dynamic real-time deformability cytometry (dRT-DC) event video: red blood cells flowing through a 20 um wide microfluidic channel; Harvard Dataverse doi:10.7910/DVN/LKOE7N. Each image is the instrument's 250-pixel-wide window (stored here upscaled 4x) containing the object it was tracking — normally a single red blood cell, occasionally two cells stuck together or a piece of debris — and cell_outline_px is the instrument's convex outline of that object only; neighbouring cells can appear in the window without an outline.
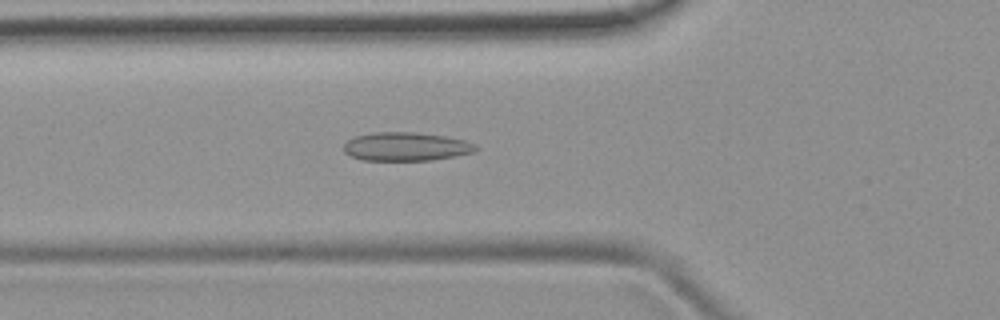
{"species": "common noctule bat (a hibernating species)", "species_latin": "Nyctalus noctula", "temperature_condition": "room temperature", "stored_images_in_passage": 51, "camera_frame_rate_fps": 3000, "um_per_image_px": 0.085, "animal": {"sex": "female", "body_mass_g": 19.9}, "frame": {"image": 1, "passage_image": 18, "time_ms": 5.667, "image_size_px": [1000, 320], "cell_outline_px": [[476, 148], [472, 152], [432, 160], [364, 160], [348, 156], [344, 152], [344, 144], [348, 140], [356, 136], [372, 132], [416, 132], [444, 136], [464, 140], [476, 144]], "centroid_in_image_um": [34.45, 12.45], "position_along_channel_um": 91.3, "area_um2": 21.85}}
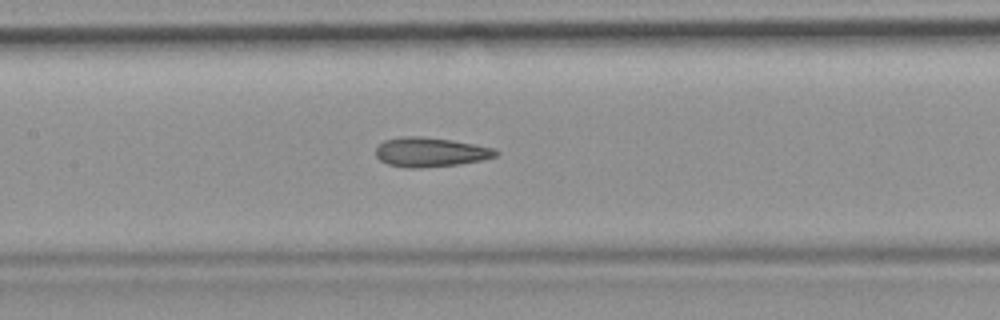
{"frame": {"image": 2, "passage_image": 24, "time_ms": 7.667, "image_size_px": [1000, 320], "cell_outline_px": [[500, 152], [496, 156], [480, 160], [460, 164], [420, 168], [408, 168], [388, 164], [380, 160], [376, 156], [376, 148], [384, 140], [404, 136], [420, 136], [452, 140], [476, 144], [496, 148]], "centroid_in_image_um": [36.61, 12.93], "position_along_channel_um": 170.8, "area_um2": 20.63}}
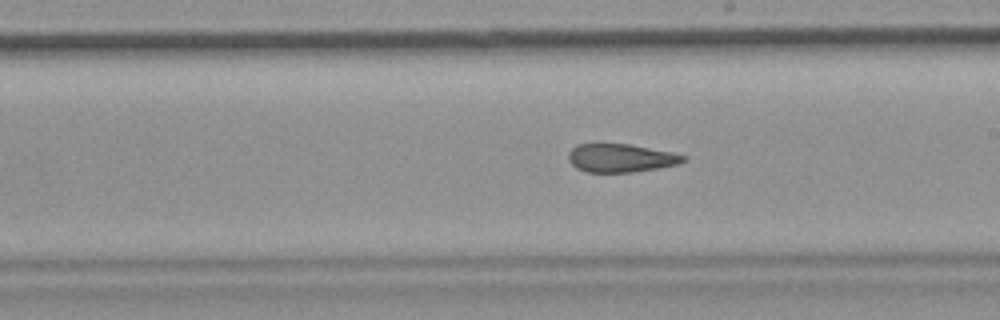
{"frame": {"image": 3, "passage_image": 29, "time_ms": 9.333, "image_size_px": [1000, 320], "cell_outline_px": [[688, 160], [680, 164], [632, 172], [588, 172], [576, 168], [568, 160], [568, 152], [576, 144], [628, 144], [672, 152], [688, 156]], "centroid_in_image_um": [52.79, 13.43], "position_along_channel_um": 236.2, "area_um2": 19.02}, "authors_computed_cell_mechanics": {"area_um2": 20.6346, "velocity_mm_per_s": 3.9543, "shape_relaxation_time_tau1_ms": null, "shape_relaxation_time_tau2_ms": 2.4372, "deformation_change_tau1": null, "deformation_change_tau2": 0.1106}}